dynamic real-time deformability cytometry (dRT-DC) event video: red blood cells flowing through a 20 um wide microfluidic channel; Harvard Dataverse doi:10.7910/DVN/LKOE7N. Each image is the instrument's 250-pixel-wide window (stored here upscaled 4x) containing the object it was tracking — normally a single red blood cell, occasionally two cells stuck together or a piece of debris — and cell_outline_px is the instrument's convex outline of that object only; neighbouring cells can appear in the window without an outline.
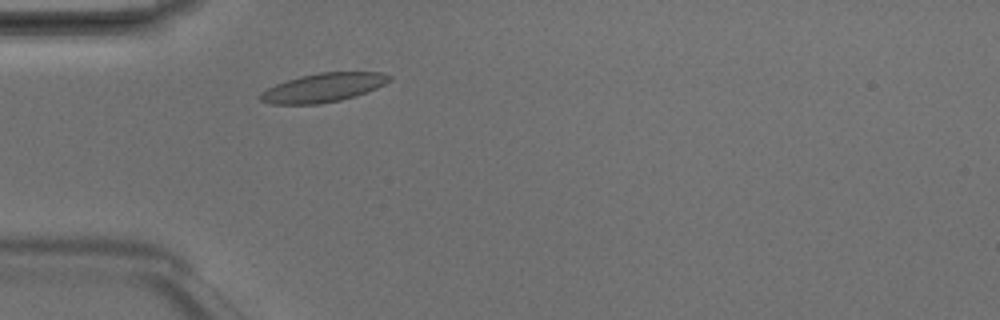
{"species": "Egyptian fruit bat (a non-hibernating species)", "species_latin": "Rousettus aegyptiacus", "temperature_condition": "room temperature", "stored_images_in_passage": 2, "camera_frame_rate_fps": 3000, "um_per_image_px": 0.085, "animal": {"sex": "male"}, "frame": {"image": 1, "passage_image": 2, "time_ms": 0.333, "image_size_px": [1000, 320], "cell_outline_px": [[392, 80], [376, 88], [356, 96], [340, 100], [316, 104], [272, 104], [260, 100], [260, 92], [276, 84], [300, 76], [320, 72], [380, 72], [392, 76]], "centroid_in_image_um": [27.49, 7.44], "position_along_channel_um": 57.5, "area_um2": 21.56}}